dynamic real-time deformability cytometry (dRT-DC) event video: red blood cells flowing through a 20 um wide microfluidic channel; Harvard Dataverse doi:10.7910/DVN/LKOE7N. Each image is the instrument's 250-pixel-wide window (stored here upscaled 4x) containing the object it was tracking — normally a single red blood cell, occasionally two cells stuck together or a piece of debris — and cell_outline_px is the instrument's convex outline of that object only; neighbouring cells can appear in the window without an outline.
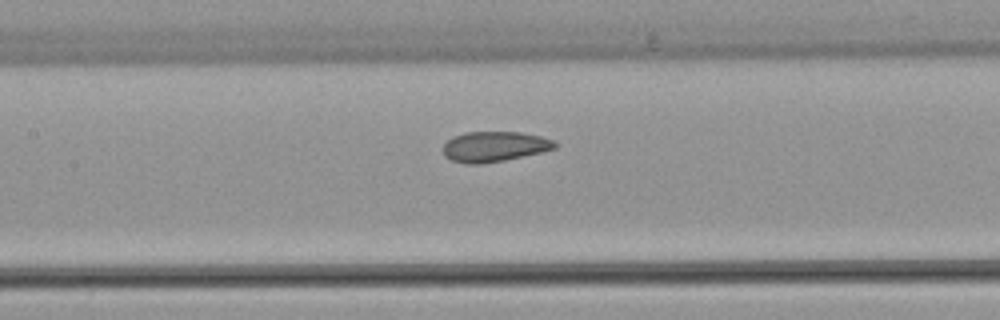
{"species": "common noctule bat (a hibernating species)", "species_latin": "Nyctalus noctula", "temperature_condition": "warm", "stored_images_in_passage": 31, "camera_frame_rate_fps": 3000, "um_per_image_px": 0.085, "animal": {"sex": "female", "body_mass_g": 22.7, "forearm_length_mm": 54.2}, "frame": {"image": 1, "passage_image": 14, "time_ms": 4.333, "image_size_px": [1000, 320], "cell_outline_px": [[556, 148], [540, 152], [504, 160], [480, 164], [464, 164], [452, 160], [444, 156], [444, 144], [452, 136], [464, 132], [520, 132], [540, 136], [556, 140]], "centroid_in_image_um": [42.01, 12.45], "position_along_channel_um": 165.4, "area_um2": 19.71}}